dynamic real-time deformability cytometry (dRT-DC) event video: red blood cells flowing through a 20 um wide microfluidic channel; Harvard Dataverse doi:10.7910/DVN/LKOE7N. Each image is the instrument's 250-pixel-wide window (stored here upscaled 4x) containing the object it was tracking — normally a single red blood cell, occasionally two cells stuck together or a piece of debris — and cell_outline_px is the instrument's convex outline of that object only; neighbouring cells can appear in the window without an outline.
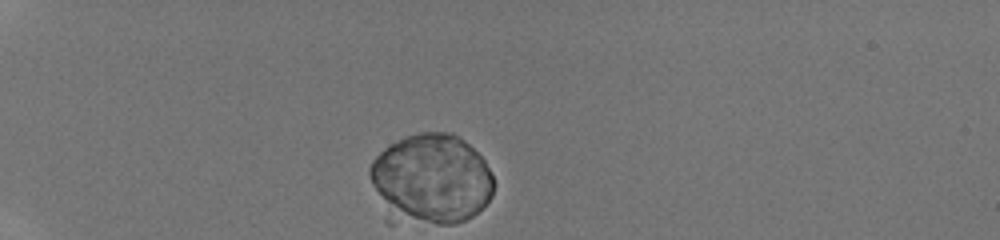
{"species": "human", "species_latin": "Homo sapiens", "temperature_condition": "room temperature", "stored_images_in_passage": 33, "camera_frame_rate_fps": 3000, "um_per_image_px": 0.085, "donor": {"sex": "male"}, "frame": {"image": 1, "passage_image": 1, "time_ms": 0.0, "image_size_px": [1000, 240], "cell_outline_px": [[492, 192], [488, 200], [476, 212], [460, 220], [432, 220], [416, 216], [408, 212], [388, 200], [376, 188], [372, 180], [372, 164], [392, 144], [412, 136], [452, 136], [460, 140], [472, 148], [480, 156], [492, 176]], "centroid_in_image_um": [36.84, 15.09], "position_along_channel_um": 48.2, "area_um2": 57.05}}
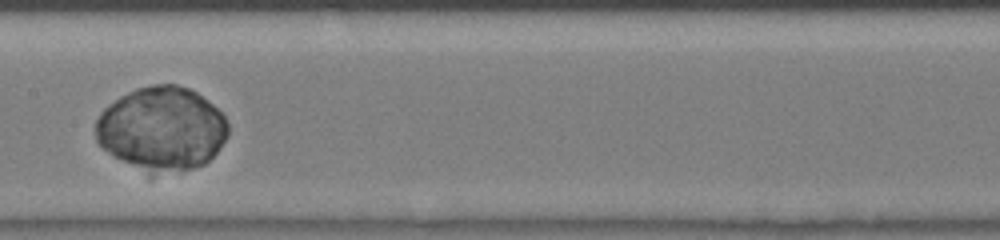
{"frame": {"image": 2, "passage_image": 14, "time_ms": 4.333, "image_size_px": [1000, 240], "cell_outline_px": [[228, 128], [220, 144], [212, 156], [200, 164], [152, 164], [128, 160], [116, 156], [100, 144], [96, 128], [96, 124], [100, 116], [112, 104], [124, 96], [140, 88], [164, 84], [168, 84], [184, 88], [200, 96], [216, 108], [220, 112]], "centroid_in_image_um": [13.77, 10.77], "position_along_channel_um": 193.6, "area_um2": 58.2}}
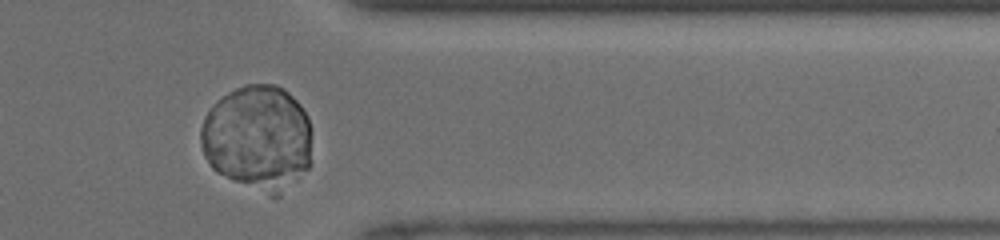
{"frame": {"image": 3, "passage_image": 27, "time_ms": 8.667, "image_size_px": [1000, 240], "cell_outline_px": [[308, 168], [272, 176], [252, 180], [240, 180], [228, 176], [220, 172], [208, 160], [204, 152], [200, 136], [200, 132], [204, 120], [208, 112], [224, 96], [240, 88], [252, 84], [268, 84], [280, 88], [304, 112], [308, 120]], "centroid_in_image_um": [21.76, 11.37], "position_along_channel_um": 389.6, "area_um2": 59.65}}